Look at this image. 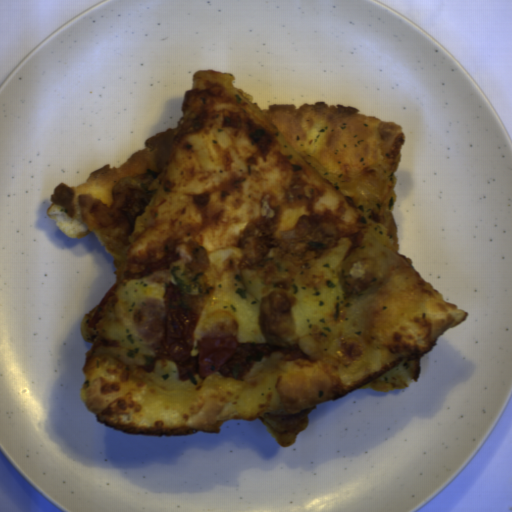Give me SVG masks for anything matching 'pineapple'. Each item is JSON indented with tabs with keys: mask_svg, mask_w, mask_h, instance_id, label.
Returning <instances> with one entry per match:
<instances>
[{
	"mask_svg": "<svg viewBox=\"0 0 512 512\" xmlns=\"http://www.w3.org/2000/svg\"><path fill=\"white\" fill-rule=\"evenodd\" d=\"M233 140L212 130L181 138L130 237L105 236L101 241L114 258L130 261L155 258L191 230L201 226L194 196L224 187L246 174Z\"/></svg>",
	"mask_w": 512,
	"mask_h": 512,
	"instance_id": "2ff11189",
	"label": "pineapple"
},
{
	"mask_svg": "<svg viewBox=\"0 0 512 512\" xmlns=\"http://www.w3.org/2000/svg\"><path fill=\"white\" fill-rule=\"evenodd\" d=\"M303 164L318 175L328 190L352 204L382 227L395 248L396 224L392 215L395 197L394 176L384 164L369 163L355 173L330 171L316 156L302 158Z\"/></svg>",
	"mask_w": 512,
	"mask_h": 512,
	"instance_id": "9d759a55",
	"label": "pineapple"
}]
</instances>
